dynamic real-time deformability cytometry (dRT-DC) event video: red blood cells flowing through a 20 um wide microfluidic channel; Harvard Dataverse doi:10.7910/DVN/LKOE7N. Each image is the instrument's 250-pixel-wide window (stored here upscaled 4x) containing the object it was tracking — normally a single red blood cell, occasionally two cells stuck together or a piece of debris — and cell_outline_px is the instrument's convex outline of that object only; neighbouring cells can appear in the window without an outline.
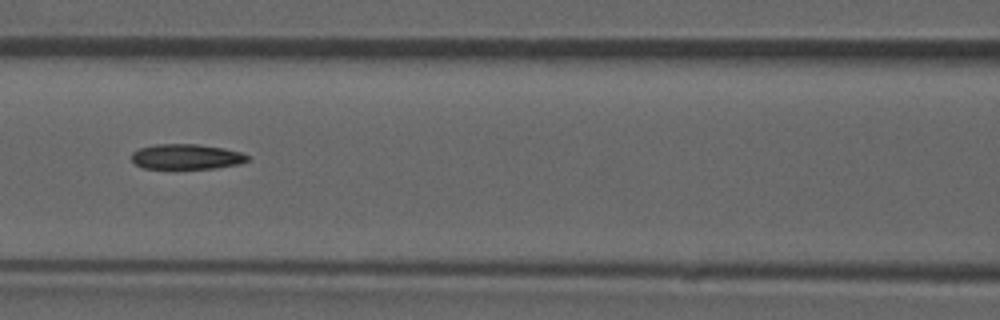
{"species": "common noctule bat (a hibernating species)", "species_latin": "Nyctalus noctula", "temperature_condition": "room temperature", "stored_images_in_passage": 52, "camera_frame_rate_fps": 3000, "um_per_image_px": 0.085, "animal": {"sex": "male", "forearm_length_mm": 52.5}, "frame": {"image": 1, "passage_image": 23, "time_ms": 7.333, "image_size_px": [1000, 320], "cell_outline_px": [[248, 160], [240, 164], [216, 168], [144, 168], [136, 164], [132, 160], [132, 152], [140, 148], [152, 144], [196, 144], [224, 148], [240, 152], [248, 156]], "centroid_in_image_um": [15.84, 13.31], "position_along_channel_um": 150.8, "area_um2": 16.94}}